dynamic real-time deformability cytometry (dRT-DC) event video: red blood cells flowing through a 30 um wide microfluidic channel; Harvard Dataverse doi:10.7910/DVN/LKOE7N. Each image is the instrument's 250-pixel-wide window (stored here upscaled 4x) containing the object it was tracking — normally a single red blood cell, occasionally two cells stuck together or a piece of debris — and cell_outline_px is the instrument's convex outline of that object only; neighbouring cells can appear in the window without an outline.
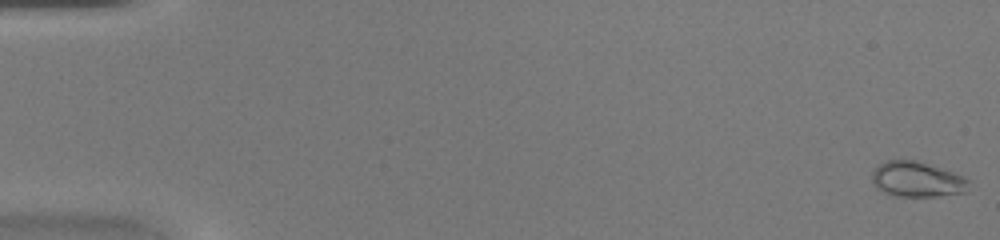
{"species": "common noctule bat (a hibernating species)", "species_latin": "Nyctalus noctula", "temperature_condition": "warm", "stored_images_in_passage": 47, "camera_frame_rate_fps": 3000, "um_per_image_px": 0.085, "animal": {"sex": "female", "body_mass_g": 20.0, "forearm_length_mm": 54.0}, "frame": {"image": 1, "passage_image": 1, "time_ms": 0.0, "image_size_px": [1000, 240], "cell_outline_px": [[968, 192], [936, 196], [896, 196], [884, 192], [876, 188], [872, 180], [872, 172], [880, 164], [888, 160], [916, 160], [952, 172], [968, 180]], "centroid_in_image_um": [77.93, 15.25], "position_along_channel_um": 7.1, "area_um2": 19.65}}
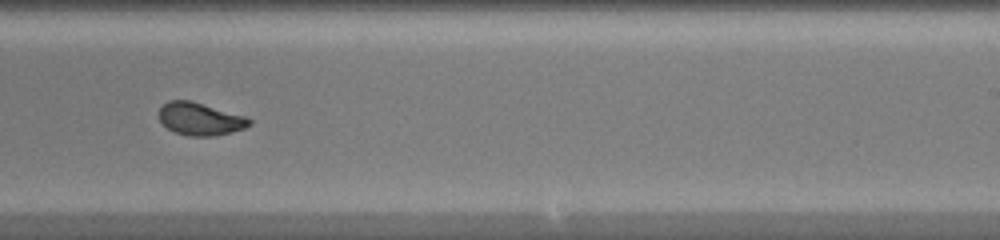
{"frame": {"image": 2, "passage_image": 30, "time_ms": 9.667, "image_size_px": [1000, 240], "cell_outline_px": [[252, 124], [244, 128], [212, 136], [188, 136], [176, 132], [168, 128], [160, 120], [160, 108], [168, 100], [192, 100], [248, 116], [252, 120]], "centroid_in_image_um": [17.05, 10.09], "position_along_channel_um": 271.9, "area_um2": 17.22}}
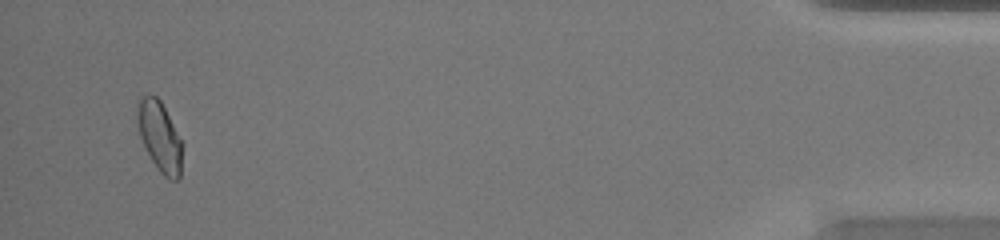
{"frame": {"image": 3, "passage_image": 45, "time_ms": 14.667, "image_size_px": [1000, 240], "cell_outline_px": [[184, 144], [180, 180], [168, 180], [156, 168], [140, 136], [136, 116], [136, 100], [144, 96], [156, 96], [160, 100]], "centroid_in_image_um": [13.6, 11.64], "position_along_channel_um": 421.6, "area_um2": 18.61}}